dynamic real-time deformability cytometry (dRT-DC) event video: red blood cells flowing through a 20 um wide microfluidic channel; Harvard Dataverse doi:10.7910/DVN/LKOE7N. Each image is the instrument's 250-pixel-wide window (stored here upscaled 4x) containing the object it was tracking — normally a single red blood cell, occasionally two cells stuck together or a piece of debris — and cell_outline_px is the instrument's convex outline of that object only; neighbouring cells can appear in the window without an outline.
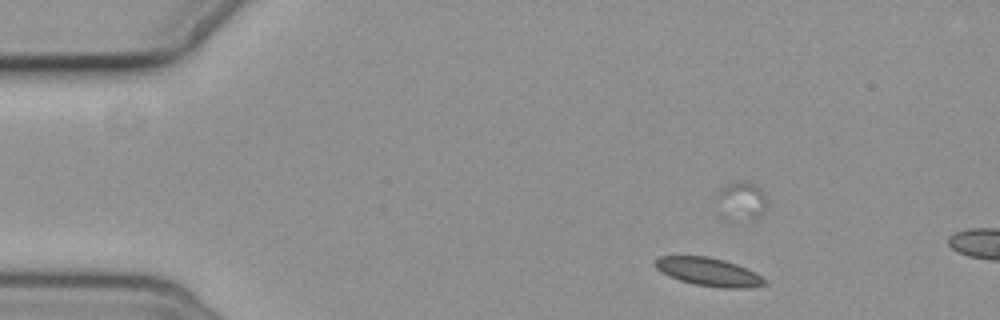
{"species": "common noctule bat (a hibernating species)", "species_latin": "Nyctalus noctula", "temperature_condition": "cold", "stored_images_in_passage": 4, "camera_frame_rate_fps": 3000, "um_per_image_px": 0.085, "animal": {"sex": "female", "body_mass_g": 19.3, "forearm_length_mm": 54.1}, "frame": {"image": 1, "passage_image": 2, "time_ms": 1.333, "image_size_px": [1000, 320], "cell_outline_px": [[768, 284], [752, 288], [724, 288], [692, 284], [680, 280], [660, 272], [656, 268], [652, 260], [660, 256], [708, 256], [724, 260], [748, 268], [756, 272], [768, 280]], "centroid_in_image_um": [60.27, 23.11], "position_along_channel_um": 24.7, "area_um2": 18.38}}